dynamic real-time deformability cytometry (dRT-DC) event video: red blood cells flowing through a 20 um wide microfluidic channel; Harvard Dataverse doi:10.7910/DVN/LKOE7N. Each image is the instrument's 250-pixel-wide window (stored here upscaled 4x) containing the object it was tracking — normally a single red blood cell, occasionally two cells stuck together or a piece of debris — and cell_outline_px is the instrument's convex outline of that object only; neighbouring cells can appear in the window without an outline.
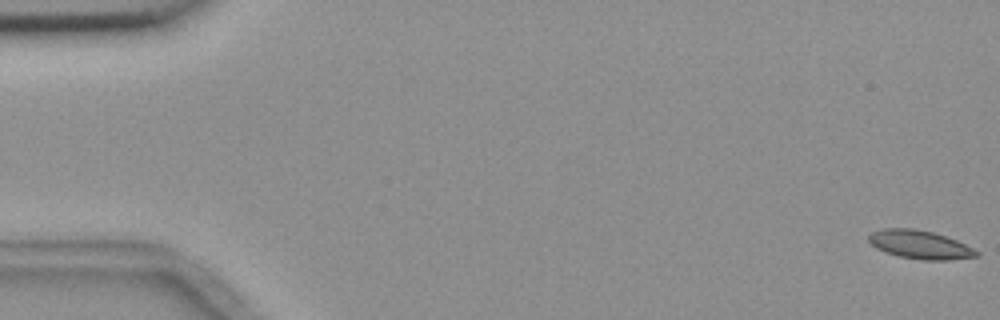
{"species": "common noctule bat (a hibernating species)", "species_latin": "Nyctalus noctula", "temperature_condition": "room temperature", "stored_images_in_passage": 10, "camera_frame_rate_fps": 3000, "um_per_image_px": 0.085, "animal": {"sex": "female", "body_mass_g": 18.4}, "frame": {"image": 1, "passage_image": 1, "time_ms": 0.0, "image_size_px": [1000, 320], "cell_outline_px": [[980, 256], [948, 260], [924, 260], [900, 256], [884, 252], [876, 248], [868, 240], [868, 236], [872, 232], [880, 228], [916, 228], [932, 232], [956, 240], [980, 252]], "centroid_in_image_um": [78.18, 20.79], "position_along_channel_um": 6.8, "area_um2": 17.86}}
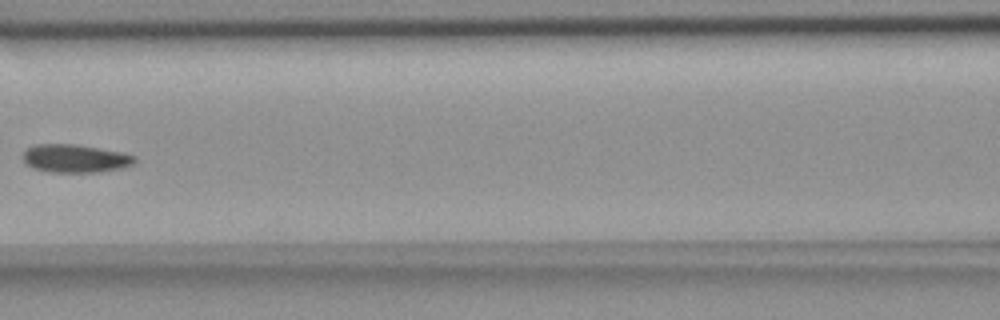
{"frame": {"image": 2, "passage_image": 8, "time_ms": 8.333, "image_size_px": [1000, 320], "cell_outline_px": [[136, 164], [124, 168], [100, 172], [48, 172], [32, 168], [24, 164], [20, 156], [28, 148], [36, 144], [76, 144], [124, 152], [136, 156]], "centroid_in_image_um": [6.4, 13.47], "position_along_channel_um": 160.2, "area_um2": 18.84}}
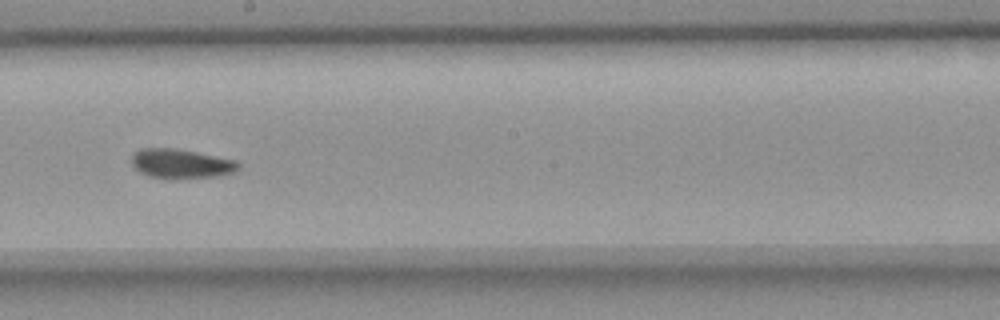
{"frame": {"image": 3, "passage_image": 10, "time_ms": 10.333, "image_size_px": [1000, 320], "cell_outline_px": [[240, 168], [236, 172], [216, 176], [168, 180], [148, 176], [140, 172], [132, 164], [132, 156], [140, 148], [172, 148], [196, 152], [236, 160], [240, 164]], "centroid_in_image_um": [15.4, 13.93], "position_along_channel_um": 232.8, "area_um2": 18.5}}